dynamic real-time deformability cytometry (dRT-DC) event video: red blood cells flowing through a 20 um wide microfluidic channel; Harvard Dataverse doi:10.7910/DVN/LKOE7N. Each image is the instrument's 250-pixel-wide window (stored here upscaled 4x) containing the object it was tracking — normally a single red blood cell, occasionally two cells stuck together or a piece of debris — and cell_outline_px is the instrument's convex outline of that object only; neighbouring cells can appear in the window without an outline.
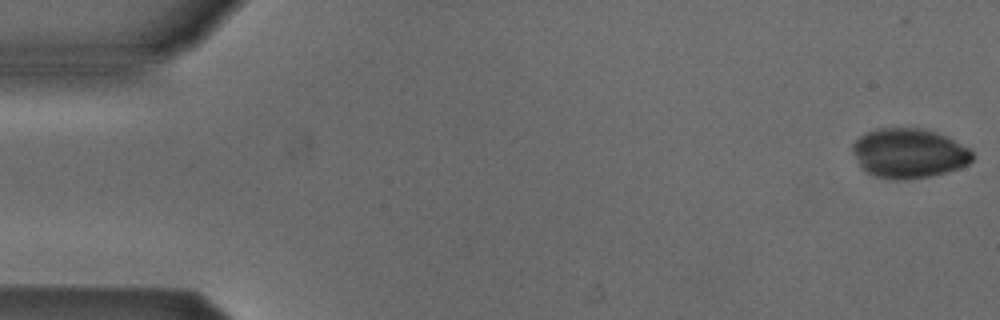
{"species": "Egyptian fruit bat (a non-hibernating species)", "species_latin": "Rousettus aegyptiacus", "temperature_condition": "cold", "stored_images_in_passage": 12, "camera_frame_rate_fps": 3000, "um_per_image_px": 0.085, "animal": {"sex": "male"}, "frame": {"image": 1, "passage_image": 2, "time_ms": 0.333, "image_size_px": [1000, 320], "cell_outline_px": [[976, 156], [968, 164], [960, 168], [928, 176], [904, 180], [896, 180], [872, 176], [860, 164], [852, 152], [852, 144], [860, 136], [876, 128], [928, 128], [948, 136], [972, 148]], "centroid_in_image_um": [77.32, 13.01], "position_along_channel_um": 7.7, "area_um2": 35.08}}